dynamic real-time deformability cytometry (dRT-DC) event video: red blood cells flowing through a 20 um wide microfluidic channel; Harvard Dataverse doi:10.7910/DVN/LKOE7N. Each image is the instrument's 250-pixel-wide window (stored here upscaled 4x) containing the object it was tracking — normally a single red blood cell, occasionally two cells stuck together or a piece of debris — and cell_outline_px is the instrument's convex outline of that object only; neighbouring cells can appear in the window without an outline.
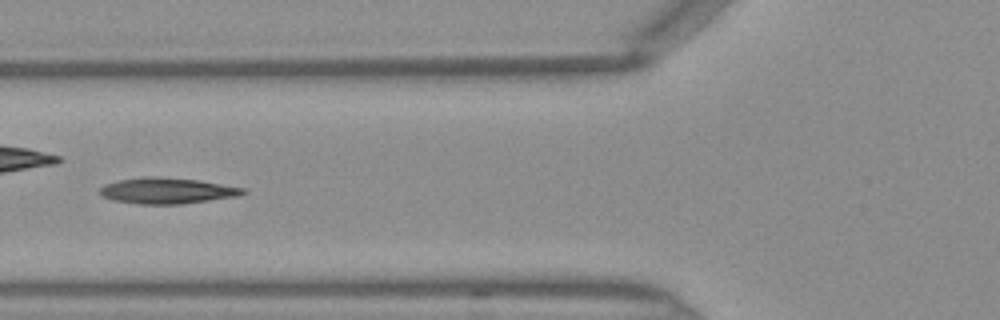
{"species": "Egyptian fruit bat (a non-hibernating species)", "species_latin": "Rousettus aegyptiacus", "temperature_condition": "warm", "stored_images_in_passage": 15, "camera_frame_rate_fps": 3000, "um_per_image_px": 0.085, "frame": {"image": 1, "passage_image": 7, "time_ms": 2.0, "image_size_px": [1000, 320], "cell_outline_px": [[248, 192], [240, 196], [180, 204], [140, 204], [116, 200], [100, 196], [100, 188], [104, 184], [120, 180], [144, 176], [152, 176], [200, 180], [248, 188]], "centroid_in_image_um": [14.27, 16.2], "position_along_channel_um": 111.5, "area_um2": 21.79}}